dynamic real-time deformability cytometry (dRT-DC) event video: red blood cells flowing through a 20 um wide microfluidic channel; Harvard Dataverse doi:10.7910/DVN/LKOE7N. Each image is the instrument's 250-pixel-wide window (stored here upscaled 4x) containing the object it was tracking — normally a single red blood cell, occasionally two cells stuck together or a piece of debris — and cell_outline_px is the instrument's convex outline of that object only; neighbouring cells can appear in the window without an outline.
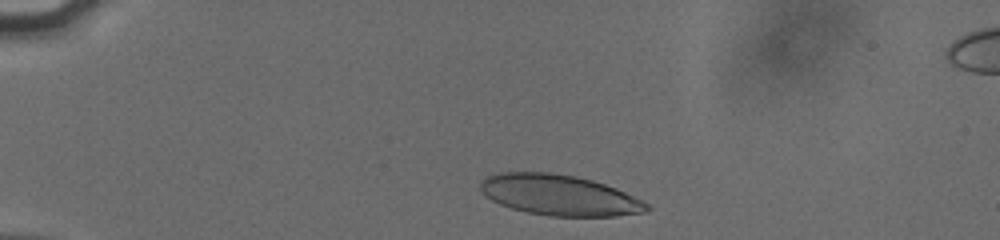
{"species": "human", "species_latin": "Homo sapiens", "temperature_condition": "cold", "stored_images_in_passage": 37, "camera_frame_rate_fps": 3000, "um_per_image_px": 0.085, "donor": {"sex": "male"}, "frame": {"image": 1, "passage_image": 3, "time_ms": 0.667, "image_size_px": [1000, 240], "cell_outline_px": [[652, 208], [644, 212], [616, 216], [548, 216], [528, 212], [512, 208], [500, 204], [492, 200], [480, 188], [480, 180], [488, 176], [500, 172], [548, 172], [576, 176], [592, 180], [616, 188], [648, 204]], "centroid_in_image_um": [47.54, 16.58], "position_along_channel_um": 37.5, "area_um2": 39.13}}
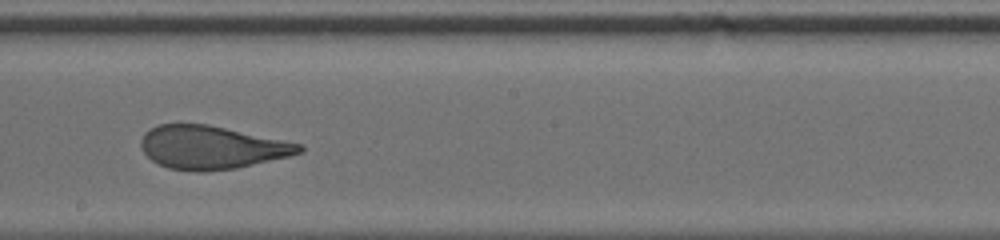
{"frame": {"image": 2, "passage_image": 23, "time_ms": 7.333, "image_size_px": [1000, 240], "cell_outline_px": [[304, 152], [288, 156], [236, 168], [204, 172], [196, 172], [168, 168], [152, 160], [144, 152], [140, 144], [140, 140], [144, 132], [148, 128], [160, 124], [208, 124], [304, 144]], "centroid_in_image_um": [17.98, 12.52], "position_along_channel_um": 230.2, "area_um2": 40.0}}
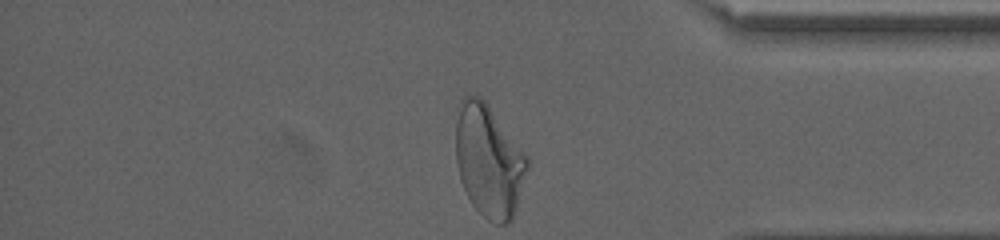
{"frame": {"image": 3, "passage_image": 37, "time_ms": 12.0, "image_size_px": [1000, 240], "cell_outline_px": [[528, 168], [516, 208], [512, 220], [508, 224], [496, 224], [488, 220], [472, 204], [460, 180], [456, 160], [456, 124], [460, 100], [468, 92], [480, 96], [488, 104], [528, 156]], "centroid_in_image_um": [41.55, 13.64], "position_along_channel_um": 393.7, "area_um2": 46.93}, "authors_computed_cell_mechanics": {"area_um2": 40.6912, "velocity_mm_per_s": 3.8135, "shape_relaxation_time_tau1_ms": 8.2604, "shape_relaxation_time_tau2_ms": 0.8924, "deformation_change_tau1": 0.2537, "deformation_change_tau2": 0.0845}}